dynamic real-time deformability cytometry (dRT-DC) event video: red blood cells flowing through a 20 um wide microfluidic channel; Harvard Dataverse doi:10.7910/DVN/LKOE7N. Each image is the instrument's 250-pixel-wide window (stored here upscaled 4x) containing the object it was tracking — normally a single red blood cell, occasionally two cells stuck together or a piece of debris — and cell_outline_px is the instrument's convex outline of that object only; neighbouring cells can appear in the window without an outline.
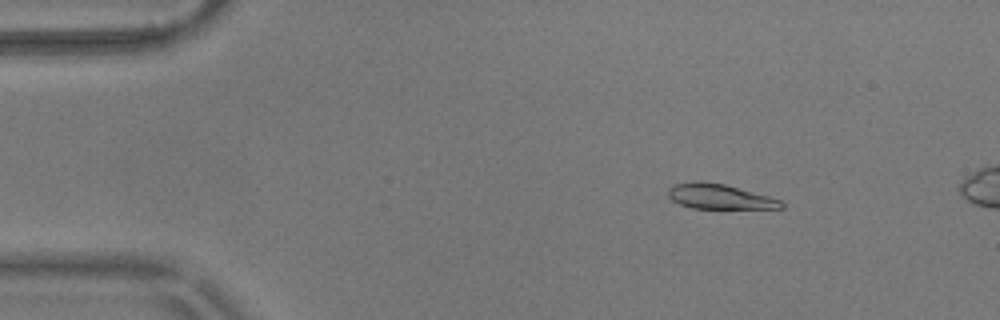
{"species": "common noctule bat (a hibernating species)", "species_latin": "Nyctalus noctula", "temperature_condition": "warm", "stored_images_in_passage": 14, "camera_frame_rate_fps": 3000, "um_per_image_px": 0.085, "animal": {"sex": "male", "body_mass_g": 17.9}, "frame": {"image": 1, "passage_image": 7, "time_ms": 2.0, "image_size_px": [1000, 320], "cell_outline_px": [[784, 208], [692, 208], [680, 204], [672, 200], [668, 196], [668, 188], [676, 184], [692, 180], [700, 180], [724, 184], [768, 196], [780, 200], [784, 204]], "centroid_in_image_um": [61.11, 16.69], "position_along_channel_um": 23.9, "area_um2": 16.36}}